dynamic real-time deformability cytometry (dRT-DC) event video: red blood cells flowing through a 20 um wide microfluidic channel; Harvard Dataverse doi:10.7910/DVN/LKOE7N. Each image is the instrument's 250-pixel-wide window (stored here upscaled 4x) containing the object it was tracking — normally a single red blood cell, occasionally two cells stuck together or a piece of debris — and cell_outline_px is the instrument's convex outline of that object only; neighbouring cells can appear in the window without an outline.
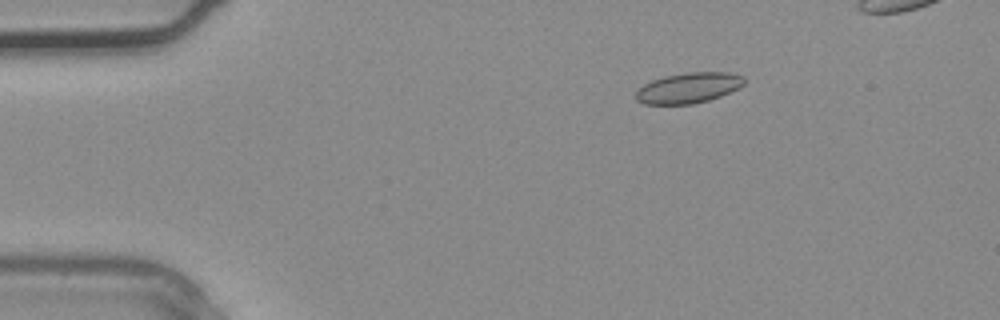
{"species": "common noctule bat (a hibernating species)", "species_latin": "Nyctalus noctula", "temperature_condition": "warm", "stored_images_in_passage": 3, "camera_frame_rate_fps": 3000, "um_per_image_px": 0.085, "animal": {"sex": "male", "body_mass_g": 20.4}, "frame": {"image": 1, "passage_image": 1, "time_ms": 0.0, "image_size_px": [1000, 320], "cell_outline_px": [[744, 84], [740, 88], [720, 96], [708, 100], [692, 104], [644, 104], [636, 100], [636, 92], [644, 84], [652, 80], [664, 76], [688, 72], [728, 72], [744, 76]], "centroid_in_image_um": [58.54, 7.46], "position_along_channel_um": 26.5, "area_um2": 19.25}}